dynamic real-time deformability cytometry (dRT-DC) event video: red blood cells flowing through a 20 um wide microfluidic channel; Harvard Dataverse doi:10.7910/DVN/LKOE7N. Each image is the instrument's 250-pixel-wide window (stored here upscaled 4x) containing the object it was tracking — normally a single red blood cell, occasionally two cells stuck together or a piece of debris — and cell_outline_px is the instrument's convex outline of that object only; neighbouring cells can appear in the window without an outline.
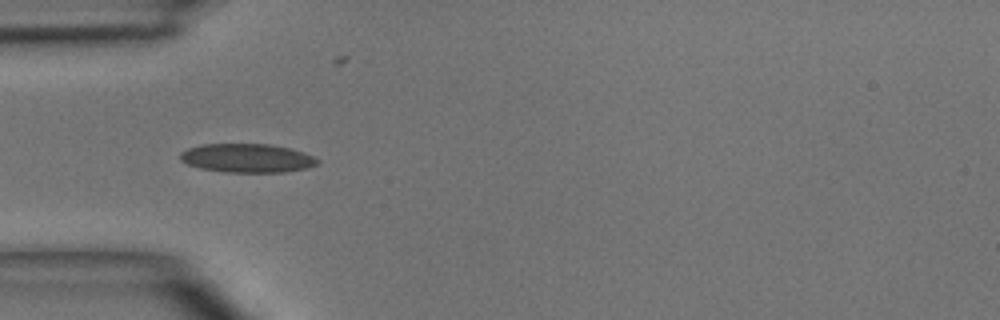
{"species": "common noctule bat (a hibernating species)", "species_latin": "Nyctalus noctula", "temperature_condition": "room temperature", "stored_images_in_passage": 6, "camera_frame_rate_fps": 3000, "um_per_image_px": 0.085, "animal": {"sex": "male", "body_mass_g": 15.6}, "frame": {"image": 1, "passage_image": 5, "time_ms": 4.333, "image_size_px": [1000, 320], "cell_outline_px": [[320, 160], [316, 164], [308, 168], [284, 172], [224, 172], [200, 168], [188, 164], [180, 160], [180, 152], [188, 148], [200, 144], [268, 144], [288, 148], [304, 152]], "centroid_in_image_um": [20.98, 13.44], "position_along_channel_um": 64.0, "area_um2": 23.0}}
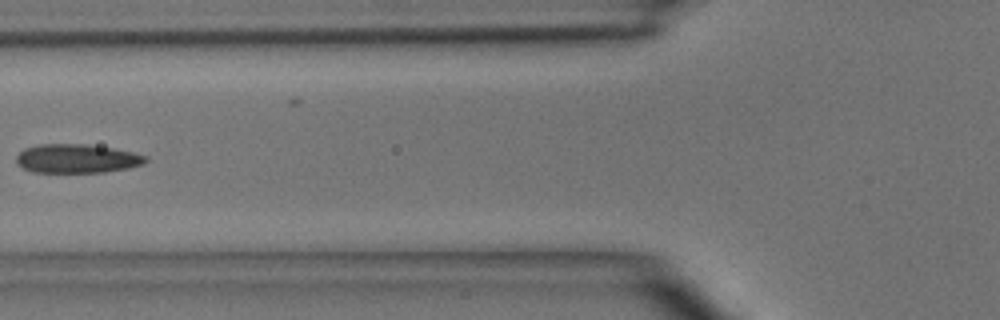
{"frame": {"image": 2, "passage_image": 6, "time_ms": 5.667, "image_size_px": [1000, 320], "cell_outline_px": [[148, 160], [144, 164], [128, 168], [104, 172], [36, 172], [24, 168], [16, 164], [16, 156], [24, 148], [40, 144], [84, 144], [112, 148], [132, 152], [148, 156]], "centroid_in_image_um": [6.54, 13.48], "position_along_channel_um": 119.3, "area_um2": 21.73}}